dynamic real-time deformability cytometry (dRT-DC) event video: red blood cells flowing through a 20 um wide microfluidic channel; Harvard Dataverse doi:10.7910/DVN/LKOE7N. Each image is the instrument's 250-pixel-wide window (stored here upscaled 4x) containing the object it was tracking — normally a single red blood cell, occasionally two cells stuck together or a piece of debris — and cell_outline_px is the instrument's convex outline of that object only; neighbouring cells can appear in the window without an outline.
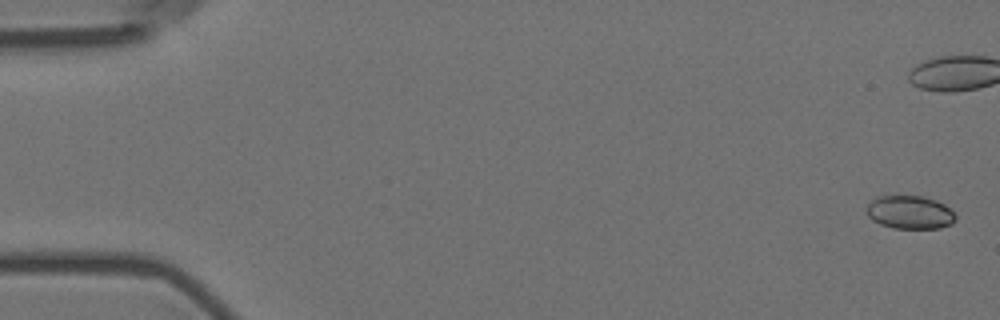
{"species": "Egyptian fruit bat (a non-hibernating species)", "species_latin": "Rousettus aegyptiacus", "temperature_condition": "room temperature", "stored_images_in_passage": 10, "camera_frame_rate_fps": 3000, "um_per_image_px": 0.085, "animal": {"sex": "female"}, "frame": {"image": 1, "passage_image": 1, "time_ms": 0.0, "image_size_px": [1000, 320], "cell_outline_px": [[956, 220], [952, 224], [940, 228], [892, 228], [880, 224], [872, 220], [864, 212], [864, 208], [876, 196], [924, 196], [936, 200], [944, 204], [956, 216]], "centroid_in_image_um": [77.3, 18.04], "position_along_channel_um": 7.7, "area_um2": 17.46}}
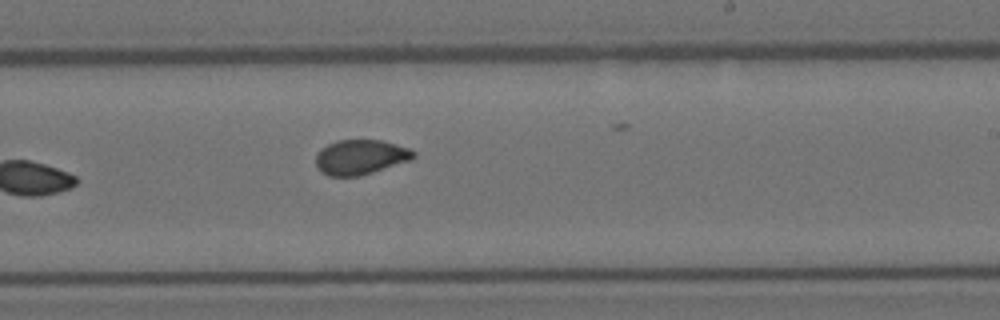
{"frame": {"image": 2, "passage_image": 10, "time_ms": 3.0, "image_size_px": [1000, 320], "cell_outline_px": [[416, 156], [412, 160], [360, 176], [328, 176], [320, 172], [316, 168], [316, 156], [320, 148], [336, 140], [384, 140], [408, 148], [416, 152]], "centroid_in_image_um": [30.63, 13.35], "position_along_channel_um": 258.4, "area_um2": 20.11}}